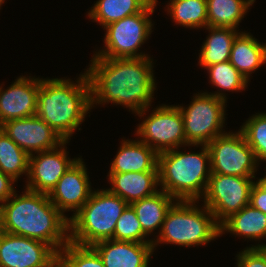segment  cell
Listing matches in <instances>:
<instances>
[{
  "label": "cell",
  "mask_w": 266,
  "mask_h": 267,
  "mask_svg": "<svg viewBox=\"0 0 266 267\" xmlns=\"http://www.w3.org/2000/svg\"><path fill=\"white\" fill-rule=\"evenodd\" d=\"M90 61L86 73L91 87V106L111 102L126 106L139 117L144 116L156 88L152 59L93 55Z\"/></svg>",
  "instance_id": "obj_1"
},
{
  "label": "cell",
  "mask_w": 266,
  "mask_h": 267,
  "mask_svg": "<svg viewBox=\"0 0 266 267\" xmlns=\"http://www.w3.org/2000/svg\"><path fill=\"white\" fill-rule=\"evenodd\" d=\"M0 204V231L49 244L57 253L70 242L69 218L48 194L25 189Z\"/></svg>",
  "instance_id": "obj_2"
},
{
  "label": "cell",
  "mask_w": 266,
  "mask_h": 267,
  "mask_svg": "<svg viewBox=\"0 0 266 267\" xmlns=\"http://www.w3.org/2000/svg\"><path fill=\"white\" fill-rule=\"evenodd\" d=\"M74 83L70 79H40L36 115L68 141L85 120L91 106L87 73Z\"/></svg>",
  "instance_id": "obj_3"
},
{
  "label": "cell",
  "mask_w": 266,
  "mask_h": 267,
  "mask_svg": "<svg viewBox=\"0 0 266 267\" xmlns=\"http://www.w3.org/2000/svg\"><path fill=\"white\" fill-rule=\"evenodd\" d=\"M200 146L199 153H183L176 148L158 154L159 185L176 200L199 201L206 191L211 176L210 152L207 145Z\"/></svg>",
  "instance_id": "obj_4"
},
{
  "label": "cell",
  "mask_w": 266,
  "mask_h": 267,
  "mask_svg": "<svg viewBox=\"0 0 266 267\" xmlns=\"http://www.w3.org/2000/svg\"><path fill=\"white\" fill-rule=\"evenodd\" d=\"M128 205L108 189L93 191L83 207L69 218L70 242L93 246L112 239L116 222Z\"/></svg>",
  "instance_id": "obj_5"
},
{
  "label": "cell",
  "mask_w": 266,
  "mask_h": 267,
  "mask_svg": "<svg viewBox=\"0 0 266 267\" xmlns=\"http://www.w3.org/2000/svg\"><path fill=\"white\" fill-rule=\"evenodd\" d=\"M198 201L177 200L168 210L163 226L153 247L162 243L178 246L205 245L220 236V225L214 214L204 205L203 209L195 204Z\"/></svg>",
  "instance_id": "obj_6"
},
{
  "label": "cell",
  "mask_w": 266,
  "mask_h": 267,
  "mask_svg": "<svg viewBox=\"0 0 266 267\" xmlns=\"http://www.w3.org/2000/svg\"><path fill=\"white\" fill-rule=\"evenodd\" d=\"M188 107L179 106L187 146L207 145L217 136L225 134V93H198ZM187 109V110H186Z\"/></svg>",
  "instance_id": "obj_7"
},
{
  "label": "cell",
  "mask_w": 266,
  "mask_h": 267,
  "mask_svg": "<svg viewBox=\"0 0 266 267\" xmlns=\"http://www.w3.org/2000/svg\"><path fill=\"white\" fill-rule=\"evenodd\" d=\"M157 0H153L142 12L127 16L104 27L105 49L96 52L101 58H143L145 53H137L152 32L150 15L155 11Z\"/></svg>",
  "instance_id": "obj_8"
},
{
  "label": "cell",
  "mask_w": 266,
  "mask_h": 267,
  "mask_svg": "<svg viewBox=\"0 0 266 267\" xmlns=\"http://www.w3.org/2000/svg\"><path fill=\"white\" fill-rule=\"evenodd\" d=\"M207 147L210 152L211 173L255 177L259 163L241 131L217 136Z\"/></svg>",
  "instance_id": "obj_9"
},
{
  "label": "cell",
  "mask_w": 266,
  "mask_h": 267,
  "mask_svg": "<svg viewBox=\"0 0 266 267\" xmlns=\"http://www.w3.org/2000/svg\"><path fill=\"white\" fill-rule=\"evenodd\" d=\"M252 178L211 173L203 199L219 225L249 205Z\"/></svg>",
  "instance_id": "obj_10"
},
{
  "label": "cell",
  "mask_w": 266,
  "mask_h": 267,
  "mask_svg": "<svg viewBox=\"0 0 266 267\" xmlns=\"http://www.w3.org/2000/svg\"><path fill=\"white\" fill-rule=\"evenodd\" d=\"M139 124L137 136L158 154L186 146L184 122L178 106L161 105Z\"/></svg>",
  "instance_id": "obj_11"
},
{
  "label": "cell",
  "mask_w": 266,
  "mask_h": 267,
  "mask_svg": "<svg viewBox=\"0 0 266 267\" xmlns=\"http://www.w3.org/2000/svg\"><path fill=\"white\" fill-rule=\"evenodd\" d=\"M58 253L47 243L0 231V267H57Z\"/></svg>",
  "instance_id": "obj_12"
},
{
  "label": "cell",
  "mask_w": 266,
  "mask_h": 267,
  "mask_svg": "<svg viewBox=\"0 0 266 267\" xmlns=\"http://www.w3.org/2000/svg\"><path fill=\"white\" fill-rule=\"evenodd\" d=\"M65 141L52 150L36 152L29 157V172L26 189L49 194L58 183L63 174L72 166L77 159H70L64 145ZM60 148V149H58Z\"/></svg>",
  "instance_id": "obj_13"
},
{
  "label": "cell",
  "mask_w": 266,
  "mask_h": 267,
  "mask_svg": "<svg viewBox=\"0 0 266 267\" xmlns=\"http://www.w3.org/2000/svg\"><path fill=\"white\" fill-rule=\"evenodd\" d=\"M2 131L29 155L60 147L65 140L37 115L10 120Z\"/></svg>",
  "instance_id": "obj_14"
},
{
  "label": "cell",
  "mask_w": 266,
  "mask_h": 267,
  "mask_svg": "<svg viewBox=\"0 0 266 267\" xmlns=\"http://www.w3.org/2000/svg\"><path fill=\"white\" fill-rule=\"evenodd\" d=\"M85 166L78 157L48 194L49 200L63 215L70 210H75L73 215L76 214L90 198L93 190Z\"/></svg>",
  "instance_id": "obj_15"
},
{
  "label": "cell",
  "mask_w": 266,
  "mask_h": 267,
  "mask_svg": "<svg viewBox=\"0 0 266 267\" xmlns=\"http://www.w3.org/2000/svg\"><path fill=\"white\" fill-rule=\"evenodd\" d=\"M39 78L20 76L8 89L0 86V123L28 118L37 113Z\"/></svg>",
  "instance_id": "obj_16"
},
{
  "label": "cell",
  "mask_w": 266,
  "mask_h": 267,
  "mask_svg": "<svg viewBox=\"0 0 266 267\" xmlns=\"http://www.w3.org/2000/svg\"><path fill=\"white\" fill-rule=\"evenodd\" d=\"M105 267H148L153 254L152 243L104 240L92 246Z\"/></svg>",
  "instance_id": "obj_17"
},
{
  "label": "cell",
  "mask_w": 266,
  "mask_h": 267,
  "mask_svg": "<svg viewBox=\"0 0 266 267\" xmlns=\"http://www.w3.org/2000/svg\"><path fill=\"white\" fill-rule=\"evenodd\" d=\"M112 187L108 190L128 204L154 195L159 186L158 171L109 173Z\"/></svg>",
  "instance_id": "obj_18"
},
{
  "label": "cell",
  "mask_w": 266,
  "mask_h": 267,
  "mask_svg": "<svg viewBox=\"0 0 266 267\" xmlns=\"http://www.w3.org/2000/svg\"><path fill=\"white\" fill-rule=\"evenodd\" d=\"M158 171V153L140 140H122L109 173Z\"/></svg>",
  "instance_id": "obj_19"
},
{
  "label": "cell",
  "mask_w": 266,
  "mask_h": 267,
  "mask_svg": "<svg viewBox=\"0 0 266 267\" xmlns=\"http://www.w3.org/2000/svg\"><path fill=\"white\" fill-rule=\"evenodd\" d=\"M229 62L249 81L253 71L266 63V44L252 35L239 32L232 45Z\"/></svg>",
  "instance_id": "obj_20"
},
{
  "label": "cell",
  "mask_w": 266,
  "mask_h": 267,
  "mask_svg": "<svg viewBox=\"0 0 266 267\" xmlns=\"http://www.w3.org/2000/svg\"><path fill=\"white\" fill-rule=\"evenodd\" d=\"M175 201V198L161 190L130 205L136 212L143 232L149 236L159 227L161 231L166 214Z\"/></svg>",
  "instance_id": "obj_21"
},
{
  "label": "cell",
  "mask_w": 266,
  "mask_h": 267,
  "mask_svg": "<svg viewBox=\"0 0 266 267\" xmlns=\"http://www.w3.org/2000/svg\"><path fill=\"white\" fill-rule=\"evenodd\" d=\"M225 231L248 239H264L266 237V214L249 204L239 212L232 214L220 225V234Z\"/></svg>",
  "instance_id": "obj_22"
},
{
  "label": "cell",
  "mask_w": 266,
  "mask_h": 267,
  "mask_svg": "<svg viewBox=\"0 0 266 267\" xmlns=\"http://www.w3.org/2000/svg\"><path fill=\"white\" fill-rule=\"evenodd\" d=\"M206 28L210 32L200 49L199 65L206 68L229 61L233 42L239 32L228 27L207 26Z\"/></svg>",
  "instance_id": "obj_23"
},
{
  "label": "cell",
  "mask_w": 266,
  "mask_h": 267,
  "mask_svg": "<svg viewBox=\"0 0 266 267\" xmlns=\"http://www.w3.org/2000/svg\"><path fill=\"white\" fill-rule=\"evenodd\" d=\"M153 0H98L89 10L90 19L102 27L142 12Z\"/></svg>",
  "instance_id": "obj_24"
},
{
  "label": "cell",
  "mask_w": 266,
  "mask_h": 267,
  "mask_svg": "<svg viewBox=\"0 0 266 267\" xmlns=\"http://www.w3.org/2000/svg\"><path fill=\"white\" fill-rule=\"evenodd\" d=\"M255 0H206L209 27L237 29Z\"/></svg>",
  "instance_id": "obj_25"
},
{
  "label": "cell",
  "mask_w": 266,
  "mask_h": 267,
  "mask_svg": "<svg viewBox=\"0 0 266 267\" xmlns=\"http://www.w3.org/2000/svg\"><path fill=\"white\" fill-rule=\"evenodd\" d=\"M170 2L167 12L176 24L192 29L208 26L206 0H170Z\"/></svg>",
  "instance_id": "obj_26"
},
{
  "label": "cell",
  "mask_w": 266,
  "mask_h": 267,
  "mask_svg": "<svg viewBox=\"0 0 266 267\" xmlns=\"http://www.w3.org/2000/svg\"><path fill=\"white\" fill-rule=\"evenodd\" d=\"M30 155L22 150L8 135L0 132V170L15 181L29 172Z\"/></svg>",
  "instance_id": "obj_27"
},
{
  "label": "cell",
  "mask_w": 266,
  "mask_h": 267,
  "mask_svg": "<svg viewBox=\"0 0 266 267\" xmlns=\"http://www.w3.org/2000/svg\"><path fill=\"white\" fill-rule=\"evenodd\" d=\"M57 267H105L100 255L92 246L67 243L58 252Z\"/></svg>",
  "instance_id": "obj_28"
},
{
  "label": "cell",
  "mask_w": 266,
  "mask_h": 267,
  "mask_svg": "<svg viewBox=\"0 0 266 267\" xmlns=\"http://www.w3.org/2000/svg\"><path fill=\"white\" fill-rule=\"evenodd\" d=\"M212 85L221 88V91H240L245 90L248 81L244 76L229 62H221L206 67Z\"/></svg>",
  "instance_id": "obj_29"
},
{
  "label": "cell",
  "mask_w": 266,
  "mask_h": 267,
  "mask_svg": "<svg viewBox=\"0 0 266 267\" xmlns=\"http://www.w3.org/2000/svg\"><path fill=\"white\" fill-rule=\"evenodd\" d=\"M239 130L254 151L257 161H266V113L251 116Z\"/></svg>",
  "instance_id": "obj_30"
},
{
  "label": "cell",
  "mask_w": 266,
  "mask_h": 267,
  "mask_svg": "<svg viewBox=\"0 0 266 267\" xmlns=\"http://www.w3.org/2000/svg\"><path fill=\"white\" fill-rule=\"evenodd\" d=\"M141 224L133 207L129 204L116 222L113 238L119 241L153 243L154 240H146Z\"/></svg>",
  "instance_id": "obj_31"
},
{
  "label": "cell",
  "mask_w": 266,
  "mask_h": 267,
  "mask_svg": "<svg viewBox=\"0 0 266 267\" xmlns=\"http://www.w3.org/2000/svg\"><path fill=\"white\" fill-rule=\"evenodd\" d=\"M237 257V267H266V256L259 248L247 247Z\"/></svg>",
  "instance_id": "obj_32"
},
{
  "label": "cell",
  "mask_w": 266,
  "mask_h": 267,
  "mask_svg": "<svg viewBox=\"0 0 266 267\" xmlns=\"http://www.w3.org/2000/svg\"><path fill=\"white\" fill-rule=\"evenodd\" d=\"M249 204L266 214V192L256 183L252 186Z\"/></svg>",
  "instance_id": "obj_33"
},
{
  "label": "cell",
  "mask_w": 266,
  "mask_h": 267,
  "mask_svg": "<svg viewBox=\"0 0 266 267\" xmlns=\"http://www.w3.org/2000/svg\"><path fill=\"white\" fill-rule=\"evenodd\" d=\"M14 182L16 181L12 177L0 170V204L7 201L16 192L13 187Z\"/></svg>",
  "instance_id": "obj_34"
},
{
  "label": "cell",
  "mask_w": 266,
  "mask_h": 267,
  "mask_svg": "<svg viewBox=\"0 0 266 267\" xmlns=\"http://www.w3.org/2000/svg\"><path fill=\"white\" fill-rule=\"evenodd\" d=\"M263 191L266 192V176L258 179V181L255 182Z\"/></svg>",
  "instance_id": "obj_35"
},
{
  "label": "cell",
  "mask_w": 266,
  "mask_h": 267,
  "mask_svg": "<svg viewBox=\"0 0 266 267\" xmlns=\"http://www.w3.org/2000/svg\"><path fill=\"white\" fill-rule=\"evenodd\" d=\"M253 248H259L266 256V244H258L257 246H253Z\"/></svg>",
  "instance_id": "obj_36"
},
{
  "label": "cell",
  "mask_w": 266,
  "mask_h": 267,
  "mask_svg": "<svg viewBox=\"0 0 266 267\" xmlns=\"http://www.w3.org/2000/svg\"><path fill=\"white\" fill-rule=\"evenodd\" d=\"M2 3H4V0H0V7H1Z\"/></svg>",
  "instance_id": "obj_37"
},
{
  "label": "cell",
  "mask_w": 266,
  "mask_h": 267,
  "mask_svg": "<svg viewBox=\"0 0 266 267\" xmlns=\"http://www.w3.org/2000/svg\"><path fill=\"white\" fill-rule=\"evenodd\" d=\"M2 131V124L0 123V132Z\"/></svg>",
  "instance_id": "obj_38"
}]
</instances>
